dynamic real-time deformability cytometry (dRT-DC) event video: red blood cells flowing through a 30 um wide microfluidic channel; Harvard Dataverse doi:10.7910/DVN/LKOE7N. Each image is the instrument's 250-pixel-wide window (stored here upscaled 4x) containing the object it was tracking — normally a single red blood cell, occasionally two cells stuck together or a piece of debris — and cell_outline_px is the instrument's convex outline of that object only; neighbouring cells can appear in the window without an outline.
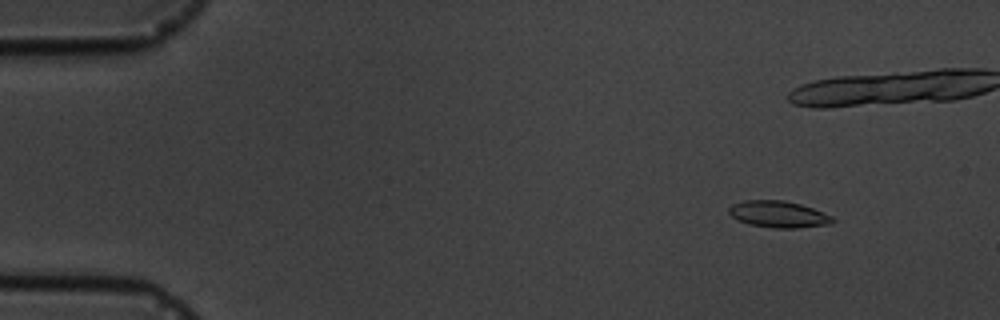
{"species": "common noctule bat (a hibernating species)", "species_latin": "Nyctalus noctula", "temperature_condition": "cold", "stored_images_in_passage": 8, "camera_frame_rate_fps": 3000, "um_per_image_px": 0.085, "animal": {"sex": "male", "body_mass_g": 19.5, "forearm_length_mm": 54.6}, "frame": {"image": 1, "passage_image": 2, "time_ms": 1.0, "image_size_px": [1000, 320], "cell_outline_px": [[836, 220], [832, 224], [800, 228], [772, 228], [748, 224], [732, 216], [728, 212], [728, 208], [732, 204], [744, 200], [784, 200], [800, 204], [812, 208], [832, 216]], "centroid_in_image_um": [66.19, 18.22], "position_along_channel_um": 18.8, "area_um2": 16.18}}